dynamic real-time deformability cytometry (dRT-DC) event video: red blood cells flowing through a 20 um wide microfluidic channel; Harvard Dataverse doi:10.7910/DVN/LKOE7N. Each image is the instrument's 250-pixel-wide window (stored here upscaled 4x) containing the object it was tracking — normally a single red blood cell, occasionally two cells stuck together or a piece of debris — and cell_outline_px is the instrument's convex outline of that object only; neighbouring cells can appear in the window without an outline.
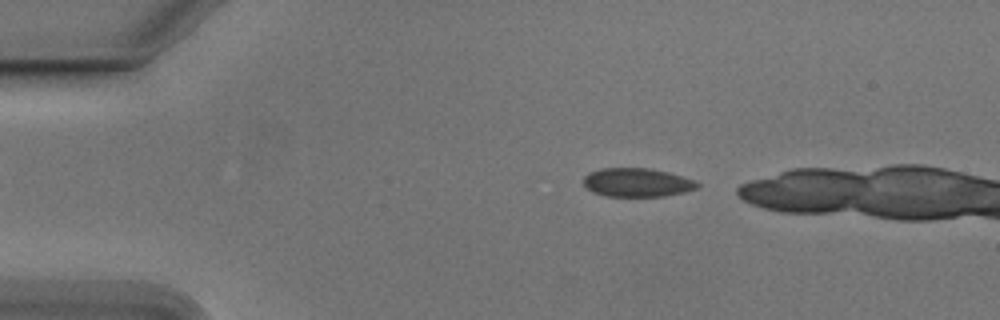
{"species": "Egyptian fruit bat (a non-hibernating species)", "species_latin": "Rousettus aegyptiacus", "temperature_condition": "cold", "stored_images_in_passage": 7, "camera_frame_rate_fps": 3000, "um_per_image_px": 0.085, "animal": {"sex": "male"}, "frame": {"image": 1, "passage_image": 2, "time_ms": 0.333, "image_size_px": [1000, 320], "cell_outline_px": [[700, 184], [696, 188], [684, 192], [664, 196], [604, 196], [592, 192], [584, 188], [584, 176], [588, 172], [600, 168], [648, 168], [668, 172], [696, 180]], "centroid_in_image_um": [54.11, 15.51], "position_along_channel_um": 30.9, "area_um2": 19.19}}